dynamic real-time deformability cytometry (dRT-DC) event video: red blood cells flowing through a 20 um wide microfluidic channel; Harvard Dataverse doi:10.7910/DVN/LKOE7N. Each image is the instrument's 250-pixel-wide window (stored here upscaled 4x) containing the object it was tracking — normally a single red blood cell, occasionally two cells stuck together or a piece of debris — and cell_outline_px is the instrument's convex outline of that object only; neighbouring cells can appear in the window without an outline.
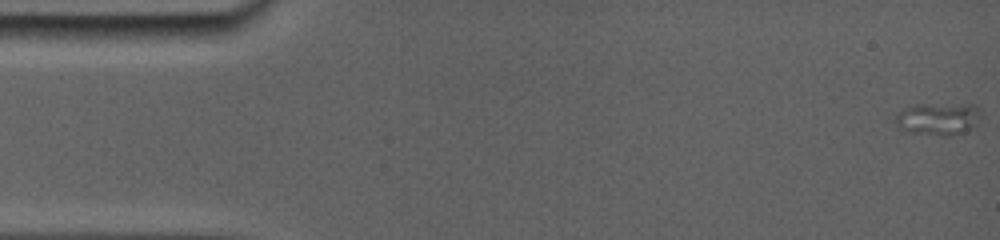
{"species": "common noctule bat (a hibernating species)", "species_latin": "Nyctalus noctula", "temperature_condition": "room temperature", "stored_images_in_passage": 20, "camera_frame_rate_fps": 5000, "um_per_image_px": 0.085, "animal": {"sex": "female", "body_mass_g": 19.0, "forearm_length_mm": 56.7}, "frame": {"image": 1, "passage_image": 1, "time_ms": 0.0, "image_size_px": [1000, 240], "cell_outline_px": [[976, 108], [968, 124], [964, 128], [912, 128], [900, 112], [916, 104], [972, 104]], "centroid_in_image_um": [79.81, 9.83], "position_along_channel_um": 5.2, "area_um2": 11.21}}